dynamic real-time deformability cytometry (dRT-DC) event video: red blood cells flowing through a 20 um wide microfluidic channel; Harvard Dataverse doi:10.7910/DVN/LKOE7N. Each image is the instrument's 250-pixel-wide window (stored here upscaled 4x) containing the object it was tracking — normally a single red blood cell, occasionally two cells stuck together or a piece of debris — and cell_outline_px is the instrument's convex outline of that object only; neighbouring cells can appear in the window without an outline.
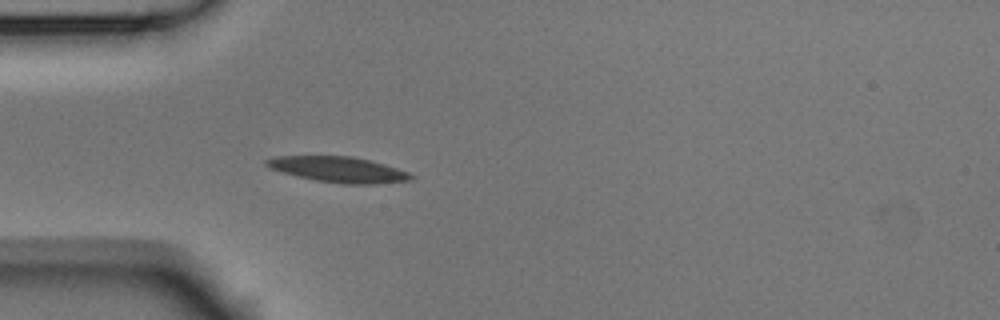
{"species": "Egyptian fruit bat (a non-hibernating species)", "species_latin": "Rousettus aegyptiacus", "temperature_condition": "room temperature", "stored_images_in_passage": 2, "camera_frame_rate_fps": 3000, "um_per_image_px": 0.085, "animal": {"sex": "male"}, "frame": {"image": 1, "passage_image": 2, "time_ms": 0.333, "image_size_px": [1000, 320], "cell_outline_px": [[416, 176], [412, 180], [380, 184], [344, 184], [316, 180], [296, 176], [268, 168], [264, 164], [264, 160], [276, 156], [352, 156], [384, 164], [408, 172]], "centroid_in_image_um": [28.76, 14.41], "position_along_channel_um": 56.2, "area_um2": 21.68}}